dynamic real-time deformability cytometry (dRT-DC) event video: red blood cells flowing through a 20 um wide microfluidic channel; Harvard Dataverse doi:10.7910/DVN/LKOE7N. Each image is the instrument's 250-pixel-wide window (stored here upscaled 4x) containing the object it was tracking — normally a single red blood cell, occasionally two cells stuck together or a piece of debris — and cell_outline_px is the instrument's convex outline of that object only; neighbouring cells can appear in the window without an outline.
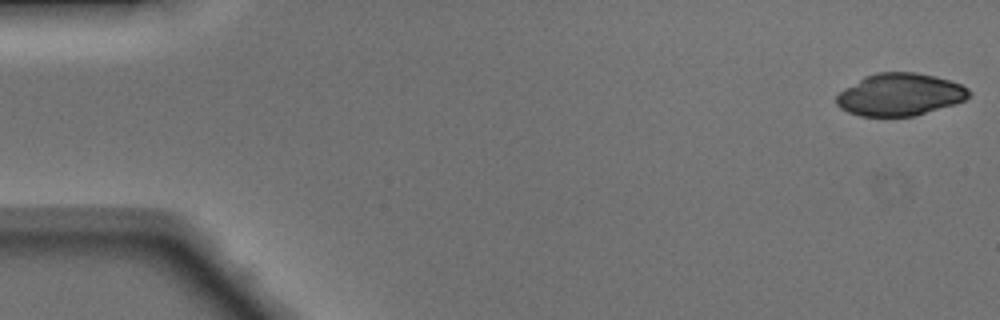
{"species": "Egyptian fruit bat (a non-hibernating species)", "species_latin": "Rousettus aegyptiacus", "temperature_condition": "warm", "stored_images_in_passage": 48, "camera_frame_rate_fps": 3000, "um_per_image_px": 0.085, "animal": {"sex": "male"}, "frame": {"image": 1, "passage_image": 1, "time_ms": 0.0, "image_size_px": [1000, 320], "cell_outline_px": [[972, 92], [964, 100], [956, 104], [916, 116], [860, 116], [848, 112], [840, 108], [836, 104], [836, 96], [844, 88], [864, 76], [876, 72], [916, 72], [936, 76], [960, 84], [968, 88]], "centroid_in_image_um": [76.49, 8.04], "position_along_channel_um": 8.5, "area_um2": 32.95}}